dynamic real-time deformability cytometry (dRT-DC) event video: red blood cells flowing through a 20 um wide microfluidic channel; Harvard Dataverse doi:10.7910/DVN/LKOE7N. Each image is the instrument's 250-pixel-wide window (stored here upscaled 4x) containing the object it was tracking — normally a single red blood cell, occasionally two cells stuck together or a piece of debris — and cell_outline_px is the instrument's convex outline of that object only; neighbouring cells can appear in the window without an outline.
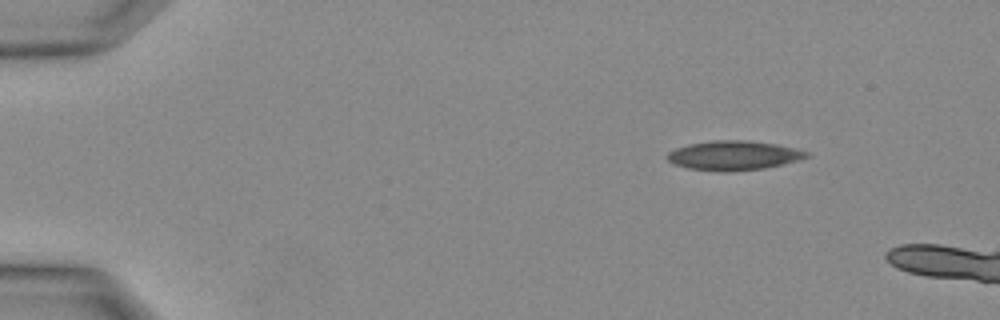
{"species": "Egyptian fruit bat (a non-hibernating species)", "species_latin": "Rousettus aegyptiacus", "temperature_condition": "warm", "stored_images_in_passage": 7, "camera_frame_rate_fps": 3000, "um_per_image_px": 0.085, "animal": {"sex": "female"}, "frame": {"image": 1, "passage_image": 1, "time_ms": 0.0, "image_size_px": [1000, 320], "cell_outline_px": [[812, 156], [800, 160], [784, 164], [764, 168], [732, 172], [720, 172], [688, 168], [676, 164], [668, 160], [668, 152], [676, 148], [688, 144], [712, 140], [748, 140], [776, 144], [808, 152]], "centroid_in_image_um": [62.39, 13.22], "position_along_channel_um": 22.6, "area_um2": 23.93}}